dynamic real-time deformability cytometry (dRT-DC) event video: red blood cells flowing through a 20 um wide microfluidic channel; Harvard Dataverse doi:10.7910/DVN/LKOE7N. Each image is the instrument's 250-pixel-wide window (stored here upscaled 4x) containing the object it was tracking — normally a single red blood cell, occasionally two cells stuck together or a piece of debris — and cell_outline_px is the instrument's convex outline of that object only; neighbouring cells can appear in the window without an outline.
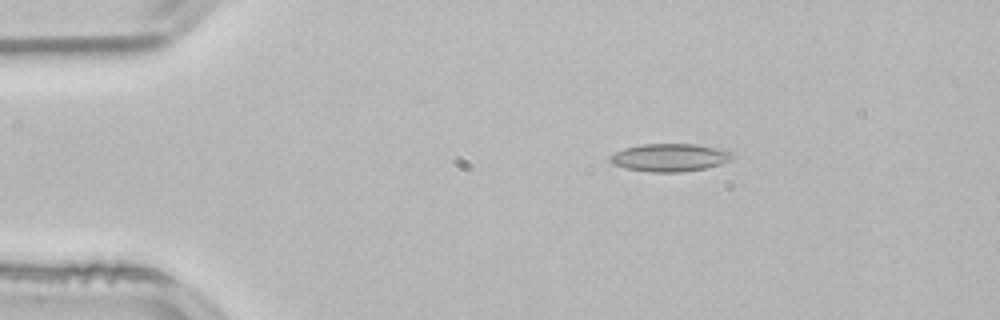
{"species": "common noctule bat (a hibernating species)", "species_latin": "Nyctalus noctula", "temperature_condition": "room temperature", "stored_images_in_passage": 52, "camera_frame_rate_fps": 3000, "um_per_image_px": 0.085, "animal": {"sex": "male", "body_mass_g": 21.5, "forearm_length_mm": 52.0}, "frame": {"image": 1, "passage_image": 8, "time_ms": 2.333, "image_size_px": [1000, 320], "cell_outline_px": [[732, 160], [720, 164], [704, 168], [680, 172], [652, 172], [628, 168], [612, 164], [608, 160], [608, 156], [624, 148], [640, 144], [696, 144], [716, 148], [732, 152]], "centroid_in_image_um": [56.9, 13.38], "position_along_channel_um": 28.1, "area_um2": 19.71}}
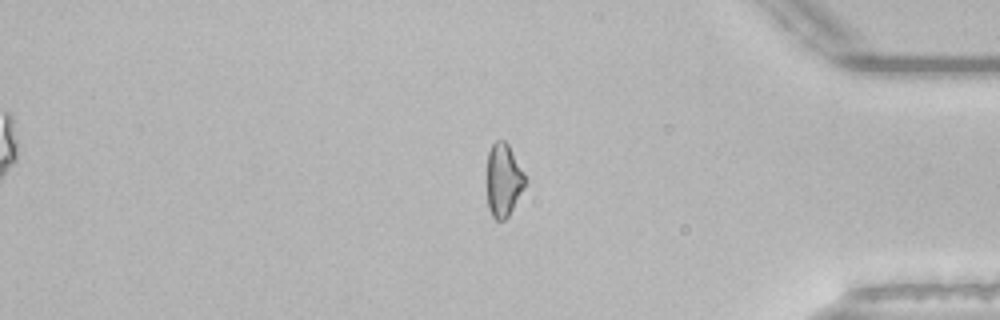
{"frame": {"image": 2, "passage_image": 43, "time_ms": 14.0, "image_size_px": [1000, 320], "cell_outline_px": [[528, 180], [524, 188], [508, 216], [504, 220], [496, 220], [492, 216], [488, 208], [488, 152], [492, 144], [496, 140], [504, 140], [508, 144], [524, 172]], "centroid_in_image_um": [42.82, 15.3], "position_along_channel_um": 392.4, "area_um2": 16.18}, "authors_computed_cell_mechanics": {"area_um2": 18.1492, "velocity_mm_per_s": 3.8409, "shape_relaxation_time_tau1_ms": null, "shape_relaxation_time_tau2_ms": 3.6581, "deformation_change_tau1": null, "deformation_change_tau2": 0.1252}}